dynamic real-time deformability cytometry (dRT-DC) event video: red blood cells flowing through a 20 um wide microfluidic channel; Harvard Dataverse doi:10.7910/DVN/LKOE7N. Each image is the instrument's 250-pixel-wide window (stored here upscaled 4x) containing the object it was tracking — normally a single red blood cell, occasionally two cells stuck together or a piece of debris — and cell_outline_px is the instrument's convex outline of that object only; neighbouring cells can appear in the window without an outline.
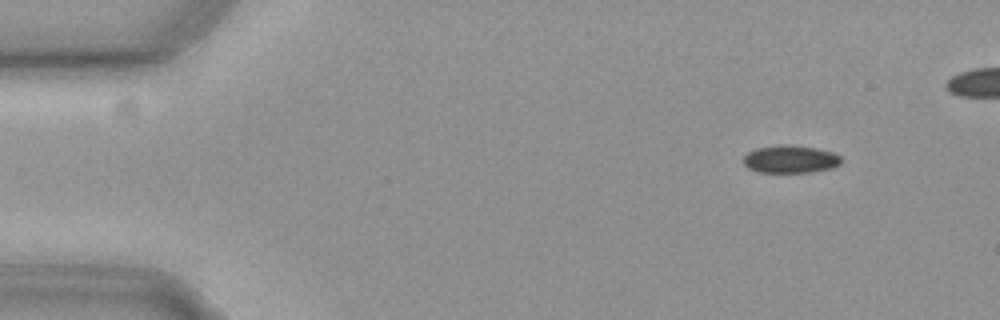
{"species": "common noctule bat (a hibernating species)", "species_latin": "Nyctalus noctula", "temperature_condition": "cold", "stored_images_in_passage": 51, "camera_frame_rate_fps": 3000, "um_per_image_px": 0.085, "animal": {"sex": "female", "body_mass_g": 19.3, "forearm_length_mm": 54.1}, "frame": {"image": 1, "passage_image": 6, "time_ms": 1.667, "image_size_px": [1000, 320], "cell_outline_px": [[840, 164], [832, 168], [812, 172], [756, 172], [748, 168], [744, 164], [744, 156], [748, 152], [756, 148], [812, 148], [832, 152], [840, 156]], "centroid_in_image_um": [67.18, 13.6], "position_along_channel_um": 17.8, "area_um2": 14.8}}
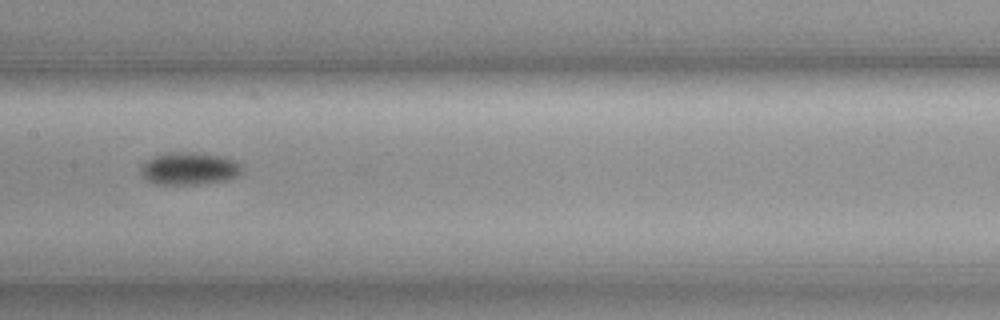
{"frame": {"image": 2, "passage_image": 28, "time_ms": 9.0, "image_size_px": [1000, 320], "cell_outline_px": [[240, 172], [236, 176], [228, 180], [204, 184], [156, 184], [148, 180], [140, 172], [140, 168], [152, 156], [168, 152], [196, 152], [220, 156], [232, 160], [240, 164]], "centroid_in_image_um": [16.06, 14.33], "position_along_channel_um": 191.3, "area_um2": 19.02}}
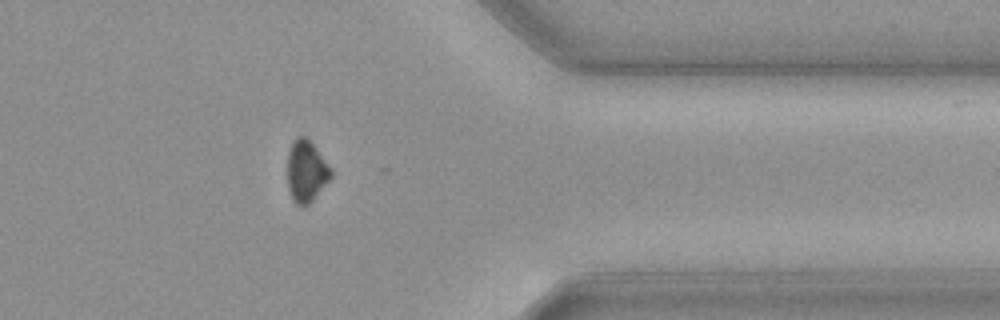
{"frame": {"image": 3, "passage_image": 45, "time_ms": 14.667, "image_size_px": [1000, 320], "cell_outline_px": [[332, 176], [312, 200], [308, 204], [296, 204], [292, 200], [288, 188], [288, 152], [292, 140], [300, 136], [304, 136], [316, 148], [332, 168]], "centroid_in_image_um": [26.03, 14.54], "position_along_channel_um": 385.4, "area_um2": 15.43}}